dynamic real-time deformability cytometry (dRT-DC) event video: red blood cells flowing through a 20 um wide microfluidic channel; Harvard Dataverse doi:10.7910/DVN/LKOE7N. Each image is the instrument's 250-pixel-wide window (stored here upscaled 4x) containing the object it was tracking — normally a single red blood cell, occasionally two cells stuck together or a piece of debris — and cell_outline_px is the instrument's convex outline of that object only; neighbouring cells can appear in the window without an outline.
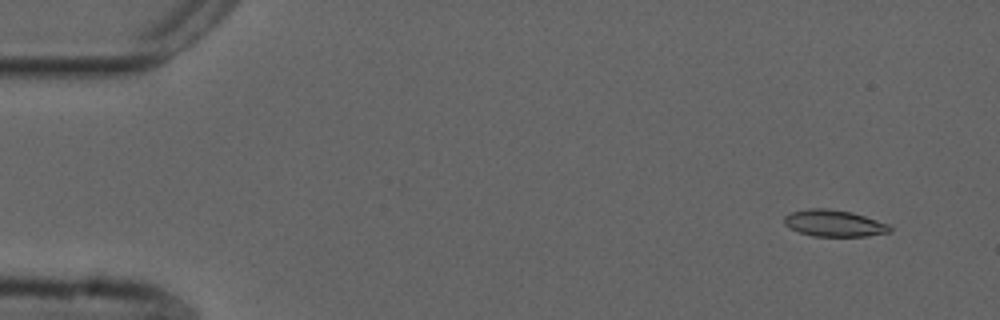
{"species": "common noctule bat (a hibernating species)", "species_latin": "Nyctalus noctula", "temperature_condition": "cold", "stored_images_in_passage": 3, "camera_frame_rate_fps": 3000, "um_per_image_px": 0.085, "animal": {"sex": "male", "forearm_length_mm": 52.5}, "frame": {"image": 1, "passage_image": 2, "time_ms": 0.333, "image_size_px": [1000, 320], "cell_outline_px": [[892, 232], [868, 236], [812, 236], [800, 232], [784, 224], [784, 216], [792, 212], [808, 208], [828, 208], [852, 212], [888, 224], [892, 228]], "centroid_in_image_um": [70.91, 18.97], "position_along_channel_um": 14.1, "area_um2": 16.36}}